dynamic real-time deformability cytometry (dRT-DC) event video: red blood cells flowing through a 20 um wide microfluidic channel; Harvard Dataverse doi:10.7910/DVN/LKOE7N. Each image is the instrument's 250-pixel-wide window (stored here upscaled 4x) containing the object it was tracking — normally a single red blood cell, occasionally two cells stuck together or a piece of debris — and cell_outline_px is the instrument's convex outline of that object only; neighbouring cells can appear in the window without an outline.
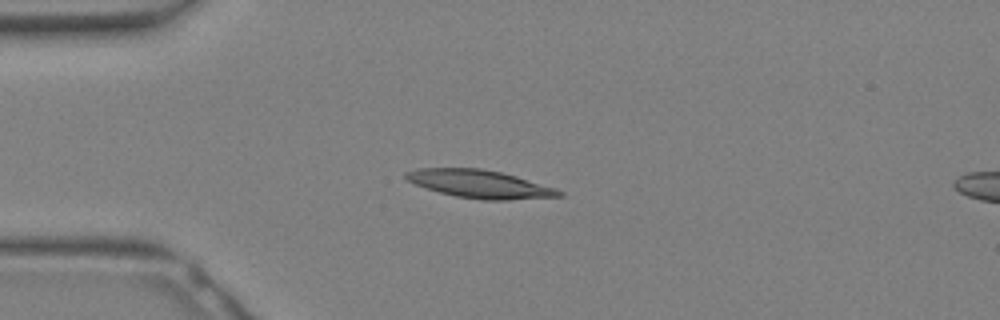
{"species": "Egyptian fruit bat (a non-hibernating species)", "species_latin": "Rousettus aegyptiacus", "temperature_condition": "warm", "stored_images_in_passage": 29, "camera_frame_rate_fps": 3000, "um_per_image_px": 0.085, "animal": {"sex": "female"}, "frame": {"image": 1, "passage_image": 6, "time_ms": 1.667, "image_size_px": [1000, 320], "cell_outline_px": [[564, 196], [508, 200], [484, 200], [456, 196], [440, 192], [416, 184], [408, 180], [404, 176], [404, 172], [416, 168], [480, 168], [500, 172], [516, 176], [556, 188], [564, 192]], "centroid_in_image_um": [40.8, 15.64], "position_along_channel_um": 44.2, "area_um2": 24.85}}
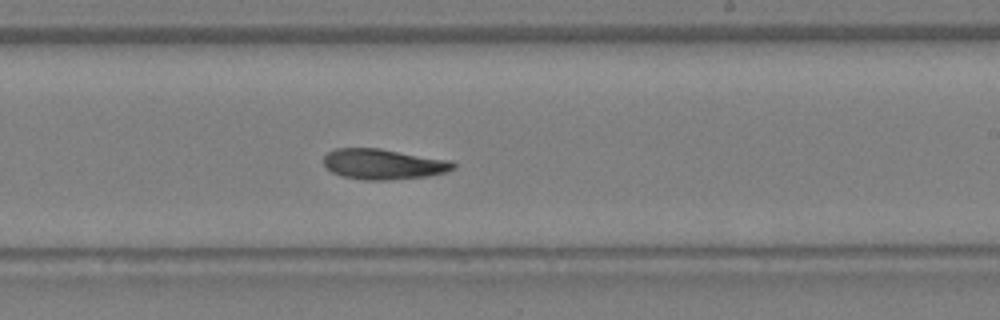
{"frame": {"image": 2, "passage_image": 17, "time_ms": 5.333, "image_size_px": [1000, 320], "cell_outline_px": [[456, 168], [444, 172], [428, 176], [384, 180], [364, 180], [340, 176], [332, 172], [324, 164], [324, 156], [328, 152], [336, 148], [380, 148], [452, 160], [456, 164]], "centroid_in_image_um": [32.6, 13.94], "position_along_channel_um": 256.4, "area_um2": 23.12}}
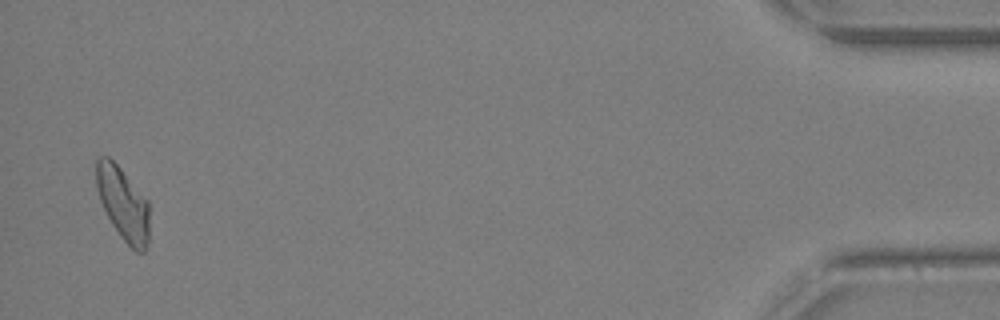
{"frame": {"image": 3, "passage_image": 29, "time_ms": 9.333, "image_size_px": [1000, 320], "cell_outline_px": [[148, 240], [144, 252], [136, 252], [120, 236], [112, 224], [100, 200], [96, 188], [96, 160], [100, 156], [108, 156], [120, 168], [148, 200]], "centroid_in_image_um": [10.45, 17.3], "position_along_channel_um": 424.8, "area_um2": 22.31}}